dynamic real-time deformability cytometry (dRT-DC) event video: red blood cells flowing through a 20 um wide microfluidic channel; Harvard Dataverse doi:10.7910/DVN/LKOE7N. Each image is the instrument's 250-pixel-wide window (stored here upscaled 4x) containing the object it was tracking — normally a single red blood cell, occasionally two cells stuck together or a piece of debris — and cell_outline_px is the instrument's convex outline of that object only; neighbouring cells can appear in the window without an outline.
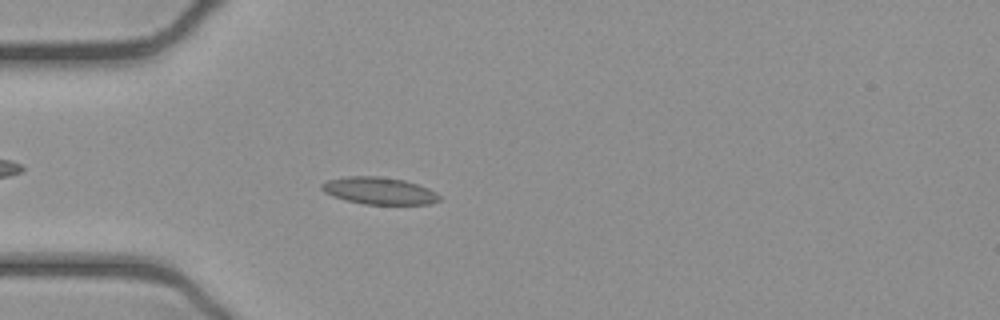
{"species": "common noctule bat (a hibernating species)", "species_latin": "Nyctalus noctula", "temperature_condition": "cold", "stored_images_in_passage": 53, "camera_frame_rate_fps": 3000, "um_per_image_px": 0.085, "animal": {"sex": "female", "body_mass_g": 21.9}, "frame": {"image": 1, "passage_image": 15, "time_ms": 4.667, "image_size_px": [1000, 320], "cell_outline_px": [[440, 200], [432, 204], [364, 204], [344, 200], [332, 196], [324, 192], [320, 188], [320, 184], [328, 180], [348, 176], [376, 176], [404, 180], [428, 188], [436, 192], [440, 196]], "centroid_in_image_um": [32.21, 16.22], "position_along_channel_um": 52.8, "area_um2": 18.61}}
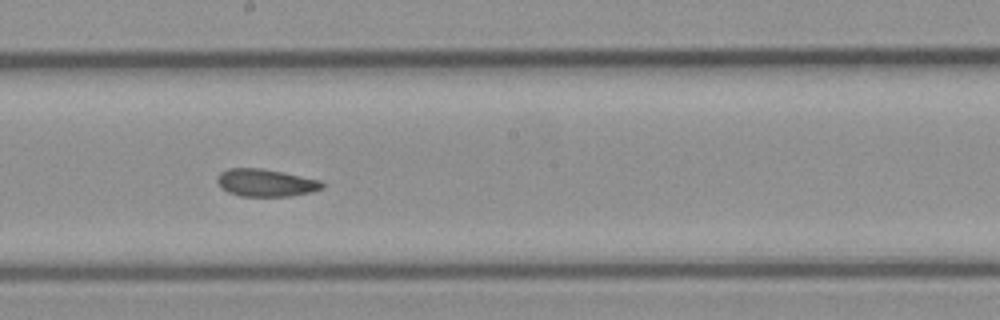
{"frame": {"image": 2, "passage_image": 29, "time_ms": 9.333, "image_size_px": [1000, 320], "cell_outline_px": [[324, 188], [312, 192], [292, 196], [240, 196], [228, 192], [220, 188], [216, 180], [216, 176], [220, 172], [228, 168], [264, 168], [284, 172], [320, 180], [324, 184]], "centroid_in_image_um": [22.57, 15.53], "position_along_channel_um": 225.6, "area_um2": 17.11}}
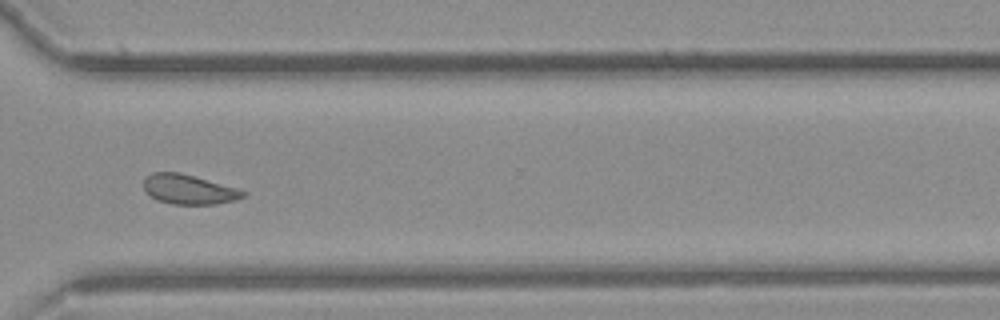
{"frame": {"image": 3, "passage_image": 39, "time_ms": 12.667, "image_size_px": [1000, 320], "cell_outline_px": [[248, 192], [244, 196], [236, 200], [216, 204], [172, 204], [156, 200], [144, 192], [144, 180], [152, 172], [180, 172], [236, 188]], "centroid_in_image_um": [16.02, 16.1], "position_along_channel_um": 354.6, "area_um2": 17.17}, "authors_computed_cell_mechanics": {"area_um2": 17.4556, "velocity_mm_per_s": 3.8732, "shape_relaxation_time_tau1_ms": null, "shape_relaxation_time_tau2_ms": 2.4517, "deformation_change_tau1": null, "deformation_change_tau2": 0.0651}}